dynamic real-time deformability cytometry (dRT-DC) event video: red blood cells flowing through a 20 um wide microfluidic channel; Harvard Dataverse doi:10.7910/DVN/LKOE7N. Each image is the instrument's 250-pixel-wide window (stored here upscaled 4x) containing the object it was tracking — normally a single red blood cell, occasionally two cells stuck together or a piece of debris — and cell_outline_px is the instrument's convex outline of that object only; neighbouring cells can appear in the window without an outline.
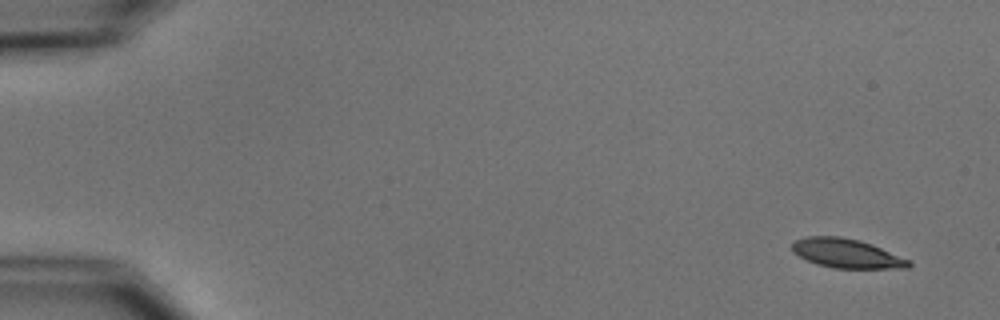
{"species": "common noctule bat (a hibernating species)", "species_latin": "Nyctalus noctula", "temperature_condition": "cold", "stored_images_in_passage": 9, "camera_frame_rate_fps": 3000, "um_per_image_px": 0.085, "animal": {"sex": "male", "body_mass_g": 15.6}, "frame": {"image": 1, "passage_image": 1, "time_ms": 0.0, "image_size_px": [1000, 320], "cell_outline_px": [[912, 264], [908, 268], [832, 268], [816, 264], [792, 252], [792, 240], [804, 236], [840, 236], [860, 240], [872, 244], [912, 260]], "centroid_in_image_um": [71.97, 21.53], "position_along_channel_um": 13.0, "area_um2": 20.11}}
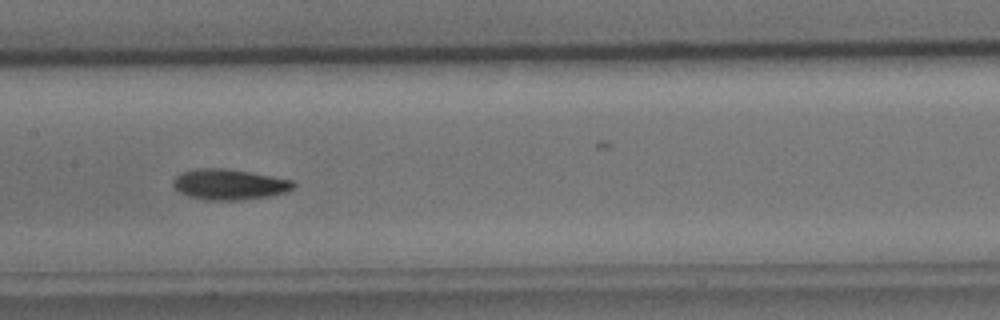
{"frame": {"image": 2, "passage_image": 8, "time_ms": 8.333, "image_size_px": [1000, 320], "cell_outline_px": [[296, 184], [292, 188], [284, 192], [268, 196], [232, 200], [204, 200], [188, 196], [180, 192], [172, 184], [172, 180], [180, 172], [196, 168], [228, 168], [272, 176], [292, 180]], "centroid_in_image_um": [19.43, 15.66], "position_along_channel_um": 188.0, "area_um2": 21.39}}
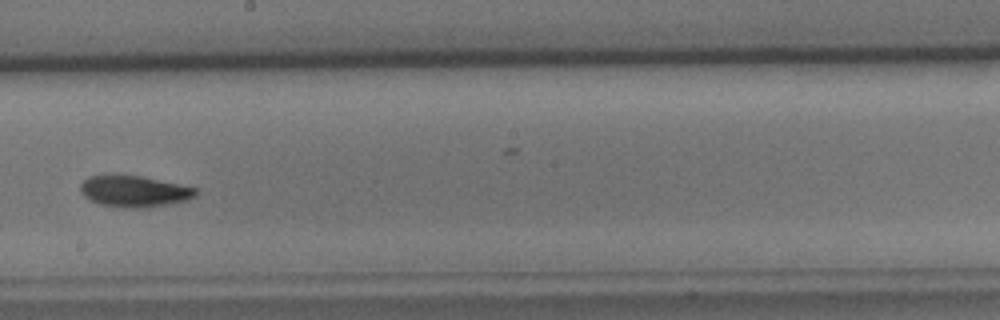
{"frame": {"image": 3, "passage_image": 9, "time_ms": 9.667, "image_size_px": [1000, 320], "cell_outline_px": [[196, 196], [188, 200], [168, 204], [140, 208], [124, 208], [100, 204], [84, 196], [80, 192], [80, 184], [88, 176], [140, 176], [180, 184], [196, 188]], "centroid_in_image_um": [11.41, 16.27], "position_along_channel_um": 236.8, "area_um2": 20.75}}